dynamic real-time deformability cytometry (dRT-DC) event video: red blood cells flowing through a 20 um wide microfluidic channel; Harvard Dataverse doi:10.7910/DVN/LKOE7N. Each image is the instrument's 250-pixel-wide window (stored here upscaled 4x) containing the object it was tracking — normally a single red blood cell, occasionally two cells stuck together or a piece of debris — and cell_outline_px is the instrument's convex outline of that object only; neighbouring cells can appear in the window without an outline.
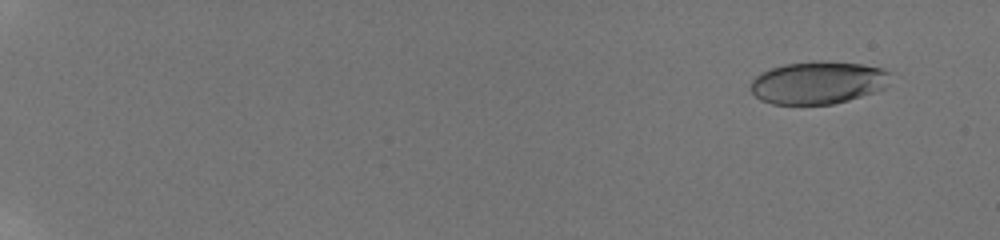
{"species": "human", "species_latin": "Homo sapiens", "temperature_condition": "room temperature", "stored_images_in_passage": 59, "camera_frame_rate_fps": 3000, "um_per_image_px": 0.085, "donor": {"sex": "male"}, "frame": {"image": 1, "passage_image": 6, "time_ms": 1.667, "image_size_px": [1000, 240], "cell_outline_px": [[888, 72], [884, 88], [848, 100], [832, 104], [772, 104], [760, 100], [752, 92], [752, 80], [760, 72], [784, 64], [820, 60], [824, 60], [860, 64], [880, 68]], "centroid_in_image_um": [69.46, 7.02], "position_along_channel_um": 15.5, "area_um2": 34.28}}
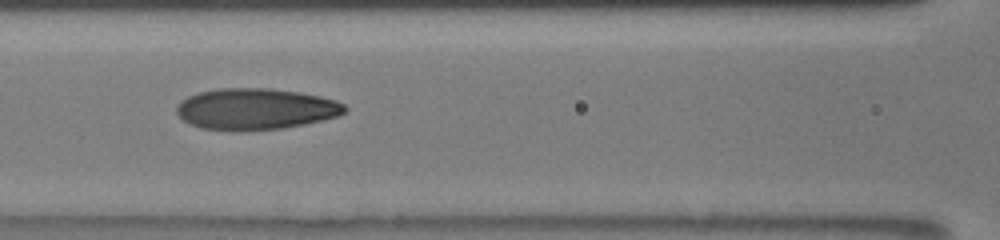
{"frame": {"image": 2, "passage_image": 32, "time_ms": 10.333, "image_size_px": [1000, 240], "cell_outline_px": [[348, 108], [344, 112], [336, 116], [304, 124], [284, 128], [232, 132], [200, 128], [184, 120], [176, 112], [176, 108], [180, 100], [188, 96], [200, 92], [220, 88], [268, 88], [300, 92], [320, 96], [336, 100], [344, 104]], "centroid_in_image_um": [21.7, 9.27], "position_along_channel_um": 144.9, "area_um2": 40.63}}
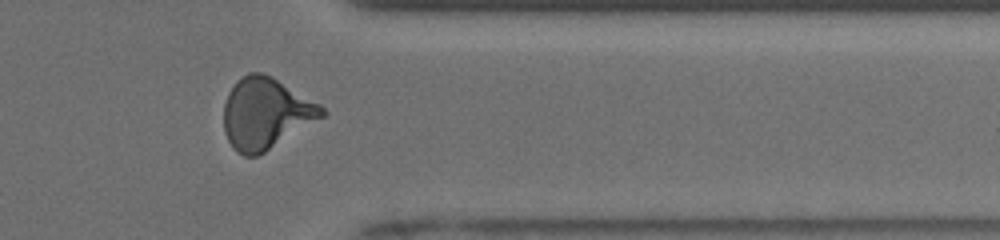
{"frame": {"image": 3, "passage_image": 51, "time_ms": 16.667, "image_size_px": [1000, 240], "cell_outline_px": [[328, 112], [324, 116], [264, 152], [256, 156], [244, 156], [236, 152], [232, 148], [224, 132], [224, 104], [228, 92], [236, 80], [248, 72], [260, 72], [272, 76], [320, 104]], "centroid_in_image_um": [22.56, 9.63], "position_along_channel_um": 388.8, "area_um2": 40.63}, "authors_computed_cell_mechanics": {"area_um2": 37.9746, "velocity_mm_per_s": 3.8956, "shape_relaxation_time_tau1_ms": 5.9308, "shape_relaxation_time_tau2_ms": 1.3018, "deformation_change_tau1": 0.2203, "deformation_change_tau2": 0.0875}}